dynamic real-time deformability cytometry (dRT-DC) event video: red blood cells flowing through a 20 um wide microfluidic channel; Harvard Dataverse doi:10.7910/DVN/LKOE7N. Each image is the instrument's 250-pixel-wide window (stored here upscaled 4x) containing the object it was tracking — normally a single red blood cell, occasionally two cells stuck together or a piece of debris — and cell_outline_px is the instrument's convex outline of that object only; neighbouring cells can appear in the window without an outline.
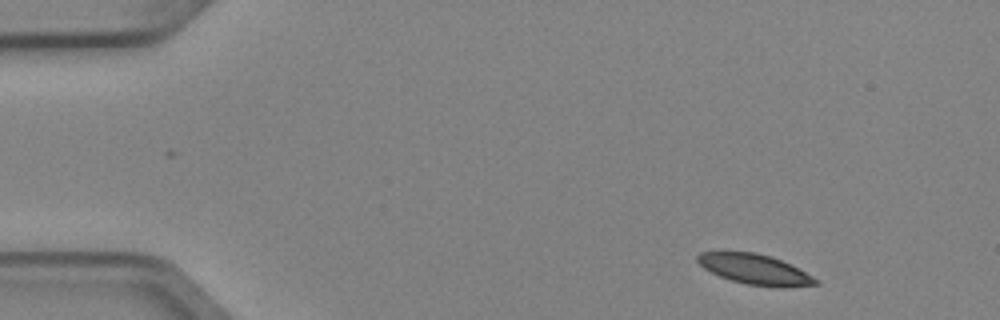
{"species": "Egyptian fruit bat (a non-hibernating species)", "species_latin": "Rousettus aegyptiacus", "temperature_condition": "cold", "stored_images_in_passage": 4, "camera_frame_rate_fps": 3000, "um_per_image_px": 0.085, "animal": {"sex": "female"}, "frame": {"image": 1, "passage_image": 1, "time_ms": 0.0, "image_size_px": [1000, 320], "cell_outline_px": [[820, 284], [784, 288], [780, 288], [748, 284], [732, 280], [720, 276], [704, 268], [696, 260], [696, 256], [700, 252], [724, 248], [756, 252], [772, 256], [820, 280]], "centroid_in_image_um": [64.09, 22.84], "position_along_channel_um": 20.9, "area_um2": 21.44}}
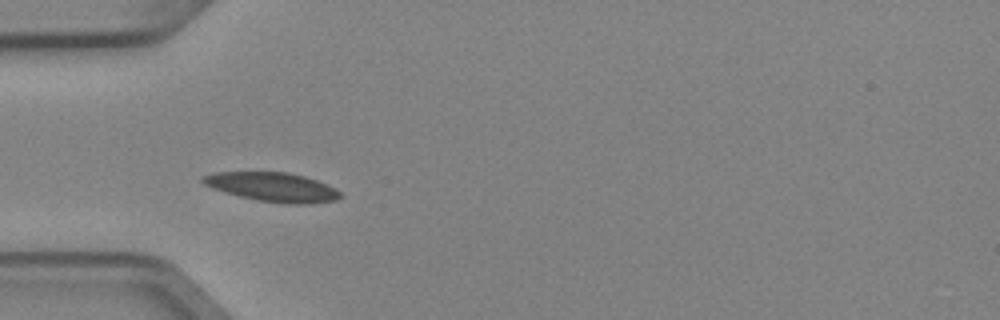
{"frame": {"image": 2, "passage_image": 3, "time_ms": 0.667, "image_size_px": [1000, 320], "cell_outline_px": [[344, 196], [336, 200], [308, 204], [288, 204], [256, 200], [224, 192], [212, 188], [204, 184], [200, 180], [200, 176], [212, 172], [288, 172], [304, 176], [316, 180], [336, 188]], "centroid_in_image_um": [23.15, 15.89], "position_along_channel_um": 61.8, "area_um2": 23.52}}
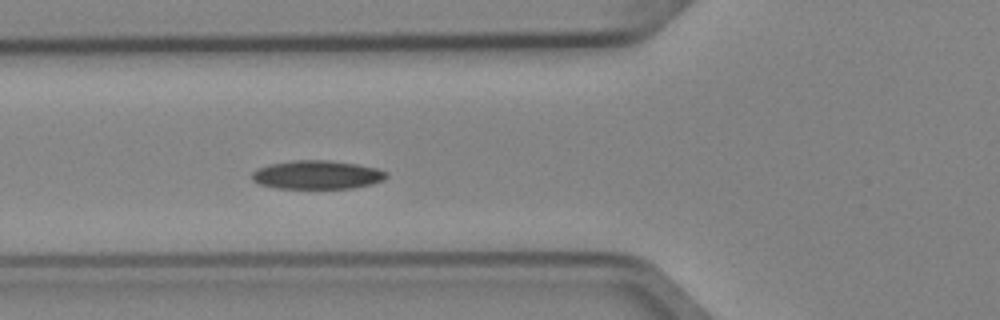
{"frame": {"image": 3, "passage_image": 4, "time_ms": 1.0, "image_size_px": [1000, 320], "cell_outline_px": [[388, 176], [384, 180], [372, 184], [352, 188], [276, 188], [260, 184], [252, 180], [252, 172], [256, 168], [268, 164], [292, 160], [328, 160], [356, 164], [376, 168], [388, 172]], "centroid_in_image_um": [26.94, 14.85], "position_along_channel_um": 98.9, "area_um2": 22.54}}